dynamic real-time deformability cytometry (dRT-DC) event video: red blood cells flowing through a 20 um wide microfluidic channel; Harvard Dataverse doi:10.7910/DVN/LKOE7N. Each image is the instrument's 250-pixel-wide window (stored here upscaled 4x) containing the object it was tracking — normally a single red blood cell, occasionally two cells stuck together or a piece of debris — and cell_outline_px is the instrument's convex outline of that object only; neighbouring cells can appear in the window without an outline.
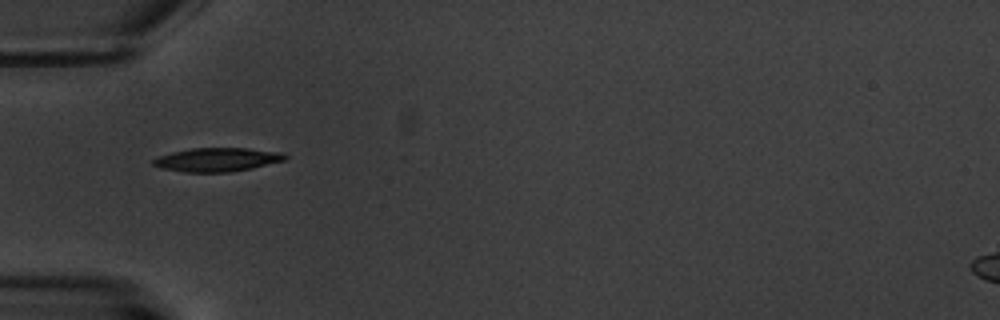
{"species": "common noctule bat (a hibernating species)", "species_latin": "Nyctalus noctula", "temperature_condition": "warm", "stored_images_in_passage": 6, "camera_frame_rate_fps": 3000, "um_per_image_px": 0.085, "animal": {"sex": "male", "body_mass_g": 20.1, "forearm_length_mm": 53.5}, "frame": {"image": 1, "passage_image": 3, "time_ms": 2.333, "image_size_px": [1000, 320], "cell_outline_px": [[288, 160], [252, 168], [232, 172], [184, 172], [160, 168], [152, 164], [152, 160], [156, 156], [172, 152], [192, 148], [248, 148], [284, 152], [288, 156]], "centroid_in_image_um": [18.49, 13.57], "position_along_channel_um": 66.5, "area_um2": 18.55}}